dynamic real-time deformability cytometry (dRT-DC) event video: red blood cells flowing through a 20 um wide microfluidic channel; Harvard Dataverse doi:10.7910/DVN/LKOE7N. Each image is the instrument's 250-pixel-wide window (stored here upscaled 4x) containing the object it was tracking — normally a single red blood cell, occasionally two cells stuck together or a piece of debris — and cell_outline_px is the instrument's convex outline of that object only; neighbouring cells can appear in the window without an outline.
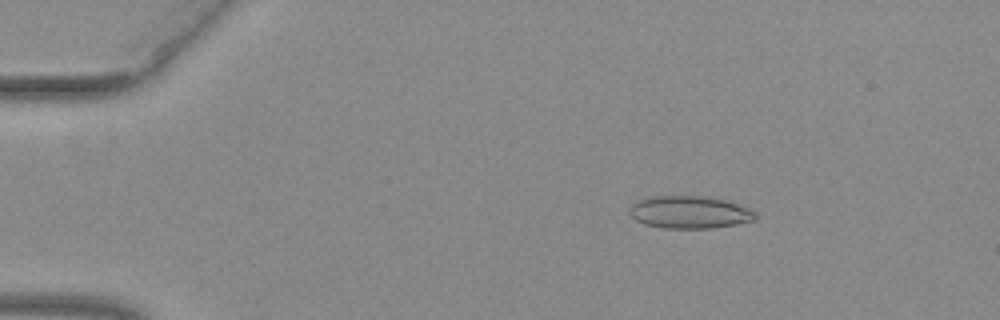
{"species": "common noctule bat (a hibernating species)", "species_latin": "Nyctalus noctula", "temperature_condition": "warm", "stored_images_in_passage": 52, "camera_frame_rate_fps": 3000, "um_per_image_px": 0.085, "animal": {"sex": "female", "body_mass_g": 29.2, "forearm_length_mm": 56.3}, "frame": {"image": 1, "passage_image": 8, "time_ms": 2.333, "image_size_px": [1000, 320], "cell_outline_px": [[760, 216], [756, 220], [736, 224], [712, 228], [664, 228], [644, 224], [636, 220], [628, 212], [632, 204], [640, 200], [656, 196], [708, 196], [728, 200], [748, 208], [756, 212]], "centroid_in_image_um": [58.67, 18.04], "position_along_channel_um": 26.3, "area_um2": 23.99}}
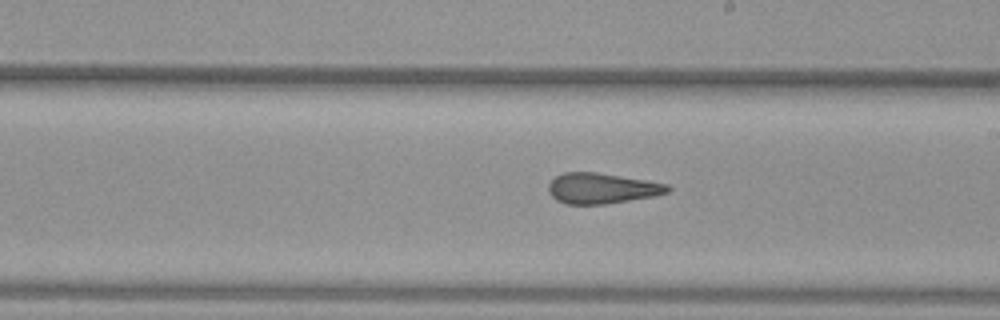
{"frame": {"image": 2, "passage_image": 30, "time_ms": 9.667, "image_size_px": [1000, 320], "cell_outline_px": [[672, 188], [668, 192], [652, 196], [604, 204], [564, 204], [556, 200], [548, 192], [548, 184], [556, 176], [564, 172], [596, 172], [668, 184]], "centroid_in_image_um": [51.11, 16.01], "position_along_channel_um": 237.9, "area_um2": 21.04}}
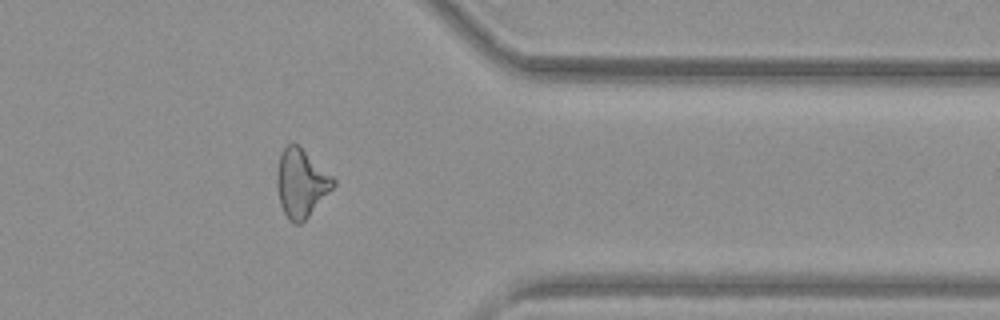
{"frame": {"image": 3, "passage_image": 42, "time_ms": 13.667, "image_size_px": [1000, 320], "cell_outline_px": [[336, 184], [308, 216], [300, 224], [292, 224], [288, 220], [280, 204], [276, 184], [276, 176], [280, 156], [284, 148], [288, 144], [296, 144], [332, 176], [336, 180]], "centroid_in_image_um": [25.57, 15.6], "position_along_channel_um": 385.8, "area_um2": 21.91}, "authors_computed_cell_mechanics": {"area_um2": 22.5709, "velocity_mm_per_s": 3.9827, "shape_relaxation_time_tau1_ms": null, "shape_relaxation_time_tau2_ms": 1.9829, "deformation_change_tau1": null, "deformation_change_tau2": 0.1141}}